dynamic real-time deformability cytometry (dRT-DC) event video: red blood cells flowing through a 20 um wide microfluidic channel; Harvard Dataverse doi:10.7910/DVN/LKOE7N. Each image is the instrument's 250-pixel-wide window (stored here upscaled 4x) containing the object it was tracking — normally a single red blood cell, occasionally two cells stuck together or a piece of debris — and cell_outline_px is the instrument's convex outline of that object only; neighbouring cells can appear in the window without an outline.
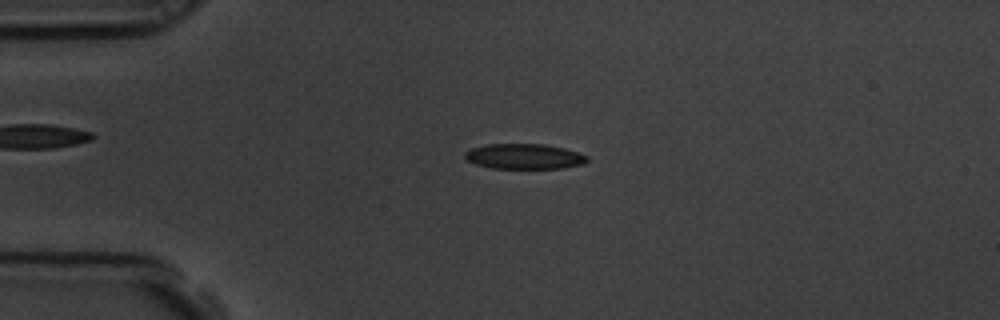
{"species": "common noctule bat (a hibernating species)", "species_latin": "Nyctalus noctula", "temperature_condition": "room temperature", "stored_images_in_passage": 49, "camera_frame_rate_fps": 3000, "um_per_image_px": 0.085, "animal": {"sex": "male", "body_mass_g": 19.5, "forearm_length_mm": 54.6}, "frame": {"image": 1, "passage_image": 5, "time_ms": 1.333, "image_size_px": [1000, 320], "cell_outline_px": [[588, 160], [584, 164], [564, 168], [492, 168], [476, 164], [468, 160], [464, 156], [464, 152], [472, 148], [488, 144], [544, 144], [564, 148], [588, 156]], "centroid_in_image_um": [44.58, 13.29], "position_along_channel_um": 40.4, "area_um2": 17.92}}
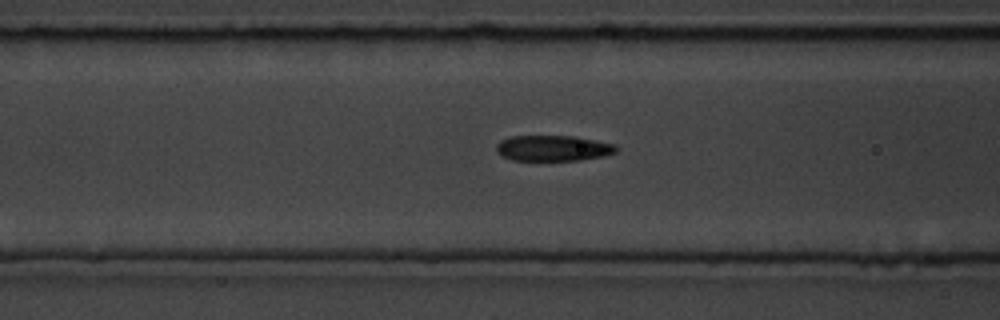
{"frame": {"image": 2, "passage_image": 14, "time_ms": 4.333, "image_size_px": [1000, 320], "cell_outline_px": [[616, 152], [604, 156], [580, 160], [512, 160], [496, 152], [496, 144], [500, 140], [508, 136], [576, 136], [616, 144]], "centroid_in_image_um": [47.0, 12.58], "position_along_channel_um": 119.6, "area_um2": 18.03}}
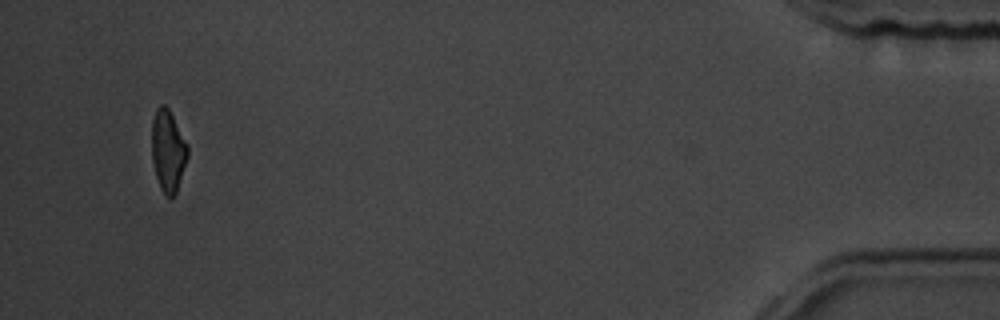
{"frame": {"image": 3, "passage_image": 46, "time_ms": 15.0, "image_size_px": [1000, 320], "cell_outline_px": [[188, 156], [176, 192], [172, 196], [168, 196], [160, 188], [156, 176], [152, 160], [152, 120], [156, 108], [160, 104], [164, 104], [168, 108], [188, 144]], "centroid_in_image_um": [14.27, 12.77], "position_along_channel_um": 420.9, "area_um2": 16.94}, "authors_computed_cell_mechanics": {"area_um2": 18.207, "velocity_mm_per_s": 3.5695, "shape_relaxation_time_tau1_ms": 3.7349, "shape_relaxation_time_tau2_ms": 2.2822, "deformation_change_tau1": 0.1453, "deformation_change_tau2": 0.087}}